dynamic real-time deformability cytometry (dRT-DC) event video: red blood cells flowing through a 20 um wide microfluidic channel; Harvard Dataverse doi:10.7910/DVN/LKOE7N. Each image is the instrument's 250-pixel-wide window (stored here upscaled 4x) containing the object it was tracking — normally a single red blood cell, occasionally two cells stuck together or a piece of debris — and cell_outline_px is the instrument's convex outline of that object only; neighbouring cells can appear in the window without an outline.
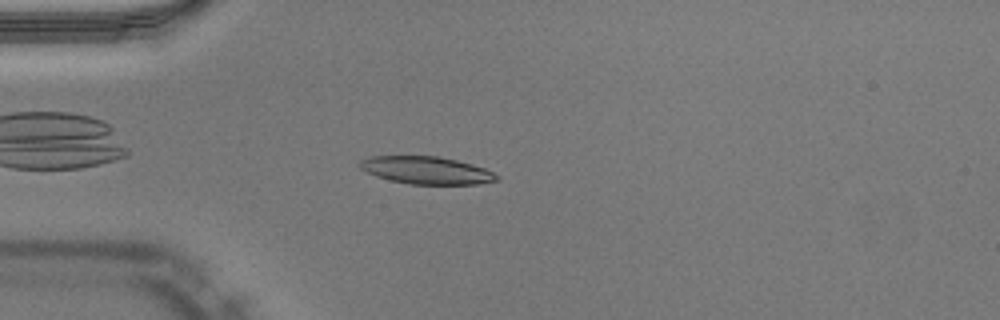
{"species": "Egyptian fruit bat (a non-hibernating species)", "species_latin": "Rousettus aegyptiacus", "temperature_condition": "warm", "stored_images_in_passage": 40, "camera_frame_rate_fps": 3000, "um_per_image_px": 0.085, "animal": {"sex": "male"}, "frame": {"image": 1, "passage_image": 4, "time_ms": 1.0, "image_size_px": [1000, 320], "cell_outline_px": [[500, 180], [476, 184], [412, 184], [392, 180], [376, 176], [360, 168], [360, 160], [372, 156], [440, 156], [472, 164], [484, 168], [500, 176]], "centroid_in_image_um": [36.28, 14.47], "position_along_channel_um": 48.7, "area_um2": 21.79}}
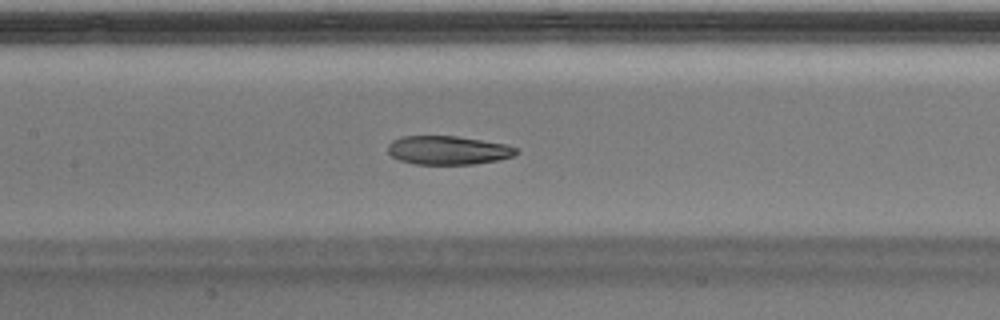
{"frame": {"image": 2, "passage_image": 14, "time_ms": 4.333, "image_size_px": [1000, 320], "cell_outline_px": [[520, 152], [512, 156], [500, 160], [472, 164], [416, 164], [400, 160], [392, 156], [388, 152], [388, 144], [392, 140], [400, 136], [456, 136], [504, 144], [520, 148]], "centroid_in_image_um": [38.1, 12.77], "position_along_channel_um": 169.3, "area_um2": 21.5}}
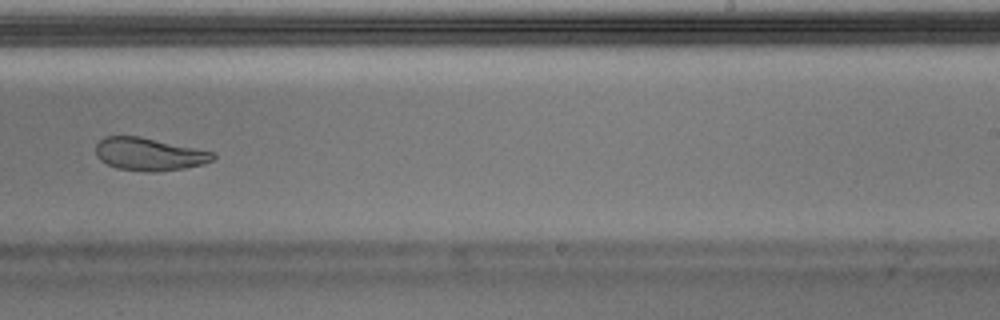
{"frame": {"image": 3, "passage_image": 22, "time_ms": 7.0, "image_size_px": [1000, 320], "cell_outline_px": [[216, 156], [212, 160], [204, 164], [184, 168], [156, 172], [148, 172], [116, 168], [100, 160], [96, 156], [96, 144], [104, 136], [140, 136], [212, 152]], "centroid_in_image_um": [12.64, 13.11], "position_along_channel_um": 276.4, "area_um2": 22.25}, "authors_computed_cell_mechanics": {"area_um2": 23.1489, "velocity_mm_per_s": 4.0263, "shape_relaxation_time_tau1_ms": null, "shape_relaxation_time_tau2_ms": 2.3261, "deformation_change_tau1": null, "deformation_change_tau2": 0.0775}}